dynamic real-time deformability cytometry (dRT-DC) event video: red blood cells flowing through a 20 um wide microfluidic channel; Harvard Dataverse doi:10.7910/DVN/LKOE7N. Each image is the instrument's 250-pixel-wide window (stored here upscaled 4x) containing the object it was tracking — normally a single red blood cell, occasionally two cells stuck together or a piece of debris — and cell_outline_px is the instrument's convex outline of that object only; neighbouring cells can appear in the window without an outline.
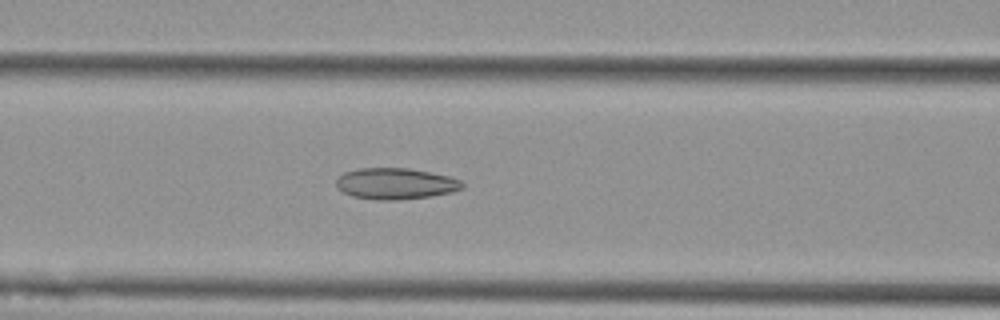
{"species": "Egyptian fruit bat (a non-hibernating species)", "species_latin": "Rousettus aegyptiacus", "temperature_condition": "cold", "stored_images_in_passage": 52, "camera_frame_rate_fps": 3000, "um_per_image_px": 0.085, "animal": {"sex": "female"}, "frame": {"image": 1, "passage_image": 19, "time_ms": 6.0, "image_size_px": [1000, 320], "cell_outline_px": [[464, 188], [452, 192], [428, 196], [396, 200], [376, 200], [352, 196], [336, 188], [336, 180], [344, 172], [356, 168], [408, 168], [452, 176], [460, 180], [464, 184]], "centroid_in_image_um": [33.62, 15.6], "position_along_channel_um": 133.0, "area_um2": 23.06}}
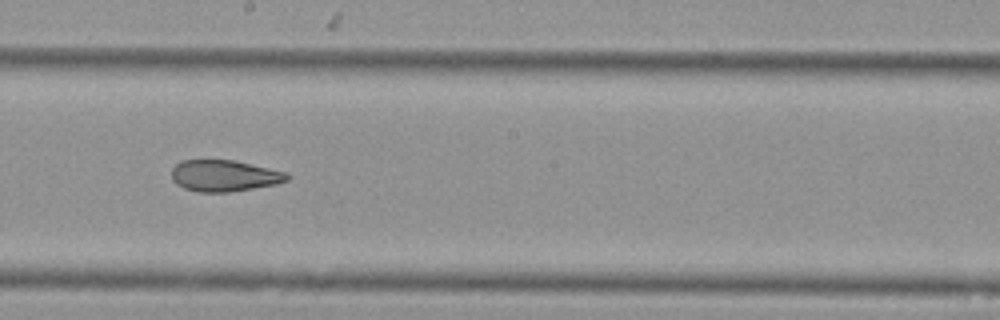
{"frame": {"image": 2, "passage_image": 27, "time_ms": 8.667, "image_size_px": [1000, 320], "cell_outline_px": [[288, 180], [276, 184], [232, 192], [196, 192], [184, 188], [176, 184], [172, 180], [172, 168], [180, 160], [232, 160], [288, 172]], "centroid_in_image_um": [19.04, 14.94], "position_along_channel_um": 229.2, "area_um2": 21.21}}
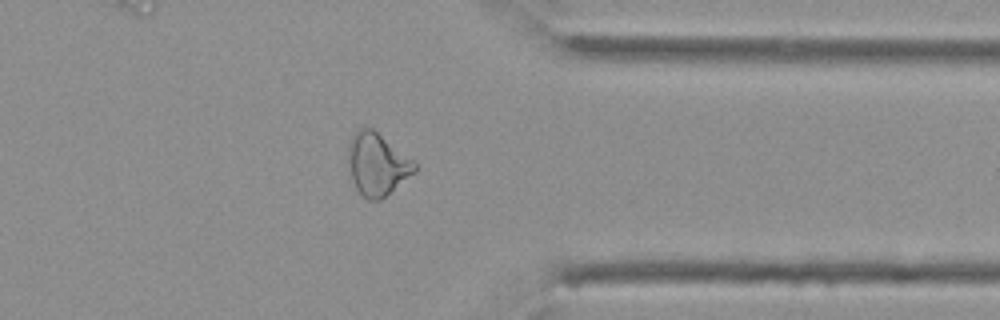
{"frame": {"image": 3, "passage_image": 40, "time_ms": 13.0, "image_size_px": [1000, 320], "cell_outline_px": [[416, 172], [380, 200], [368, 200], [356, 188], [352, 180], [348, 164], [348, 144], [352, 132], [360, 128], [372, 128], [412, 160], [416, 164]], "centroid_in_image_um": [32.02, 13.96], "position_along_channel_um": 379.4, "area_um2": 23.93}, "authors_computed_cell_mechanics": {"area_um2": 25.1141, "velocity_mm_per_s": 3.6218, "shape_relaxation_time_tau1_ms": null, "shape_relaxation_time_tau2_ms": 3.0187, "deformation_change_tau1": null, "deformation_change_tau2": 0.1024}}